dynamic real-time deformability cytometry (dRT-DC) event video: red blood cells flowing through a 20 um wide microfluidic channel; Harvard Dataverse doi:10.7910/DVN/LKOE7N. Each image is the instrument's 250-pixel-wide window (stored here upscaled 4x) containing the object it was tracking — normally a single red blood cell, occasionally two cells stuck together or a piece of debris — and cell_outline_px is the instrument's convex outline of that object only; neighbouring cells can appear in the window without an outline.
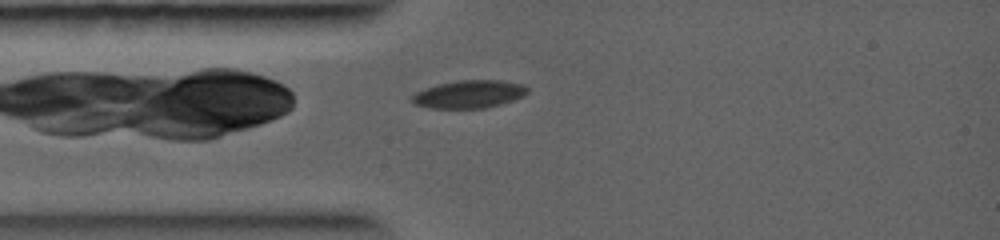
{"species": "common noctule bat (a hibernating species)", "species_latin": "Nyctalus noctula", "temperature_condition": "warm", "stored_images_in_passage": 1, "camera_frame_rate_fps": 5000, "um_per_image_px": 0.085, "animal": {"sex": "female", "body_mass_g": 19.0, "forearm_length_mm": 56.7}, "frame": {"image": 1, "passage_image": 1, "time_ms": 0.0, "image_size_px": [1000, 240], "cell_outline_px": [[528, 92], [524, 96], [500, 104], [484, 108], [428, 108], [416, 104], [408, 100], [408, 96], [424, 88], [436, 84], [456, 80], [500, 80], [524, 84], [528, 88]], "centroid_in_image_um": [39.82, 8.0], "position_along_channel_um": 45.2, "area_um2": 19.02}}